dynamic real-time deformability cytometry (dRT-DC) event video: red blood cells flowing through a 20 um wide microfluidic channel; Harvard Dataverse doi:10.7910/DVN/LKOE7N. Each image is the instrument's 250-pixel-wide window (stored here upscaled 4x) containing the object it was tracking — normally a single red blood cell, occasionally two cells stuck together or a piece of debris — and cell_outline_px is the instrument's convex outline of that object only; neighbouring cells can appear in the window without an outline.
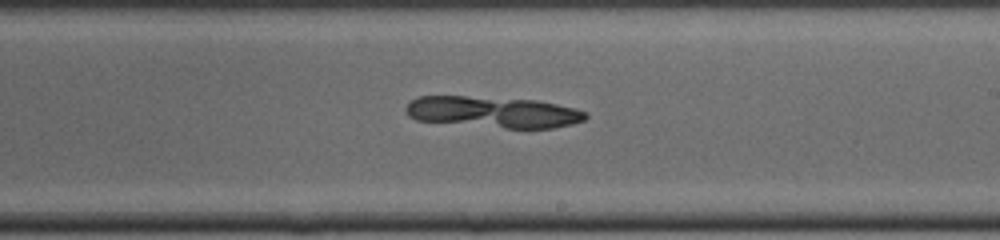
{"species": "common noctule bat (a hibernating species)", "species_latin": "Nyctalus noctula", "temperature_condition": "cold", "stored_images_in_passage": 38, "segment_of_instrument_passage": [2, 2], "camera_frame_rate_fps": 3000, "um_per_image_px": 0.085, "animal": {"sex": "male", "body_mass_g": 19.0, "forearm_length_mm": 50.8}, "frame": {"image": 1, "passage_image": 22, "time_ms": 7.0, "image_size_px": [1000, 240], "cell_outline_px": [[588, 116], [584, 120], [572, 124], [552, 128], [504, 128], [416, 120], [408, 116], [404, 108], [412, 100], [420, 96], [464, 96], [536, 100], [556, 104], [588, 112]], "centroid_in_image_um": [41.91, 9.53], "position_along_channel_um": 247.1, "area_um2": 32.6}}
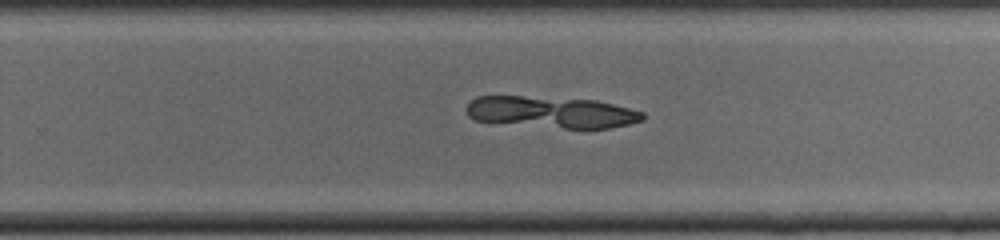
{"frame": {"image": 2, "passage_image": 24, "time_ms": 7.667, "image_size_px": [1000, 240], "cell_outline_px": [[644, 120], [628, 124], [608, 128], [564, 128], [476, 120], [468, 116], [464, 108], [476, 96], [520, 96], [596, 100], [644, 112]], "centroid_in_image_um": [46.87, 9.52], "position_along_channel_um": 282.9, "area_um2": 31.96}}